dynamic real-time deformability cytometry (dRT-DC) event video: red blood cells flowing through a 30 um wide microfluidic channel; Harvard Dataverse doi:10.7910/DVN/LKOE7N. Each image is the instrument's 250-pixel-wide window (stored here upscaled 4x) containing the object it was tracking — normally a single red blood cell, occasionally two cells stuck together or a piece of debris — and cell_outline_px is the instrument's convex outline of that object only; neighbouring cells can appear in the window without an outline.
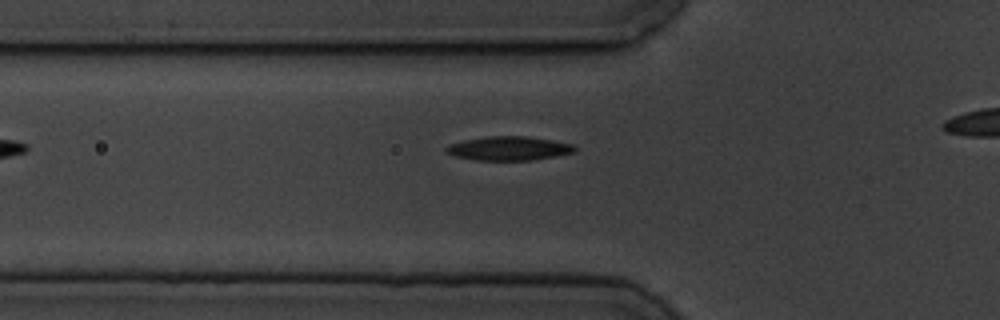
{"species": "common noctule bat (a hibernating species)", "species_latin": "Nyctalus noctula", "temperature_condition": "cold", "stored_images_in_passage": 12, "camera_frame_rate_fps": 3000, "um_per_image_px": 0.085, "animal": {"sex": "male", "body_mass_g": 19.5, "forearm_length_mm": 54.6}, "frame": {"image": 1, "passage_image": 9, "time_ms": 9.333, "image_size_px": [1000, 320], "cell_outline_px": [[576, 148], [572, 152], [556, 156], [532, 160], [476, 160], [456, 156], [448, 152], [444, 148], [448, 144], [464, 140], [484, 136], [528, 136], [552, 140], [572, 144]], "centroid_in_image_um": [43.23, 12.6], "position_along_channel_um": 82.6, "area_um2": 17.86}}
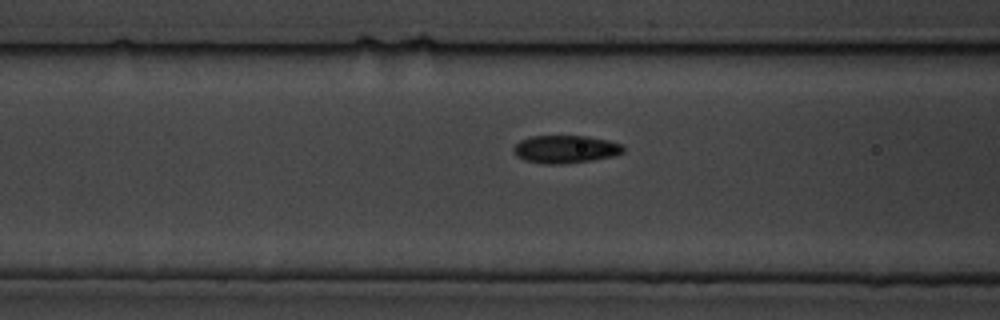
{"frame": {"image": 2, "passage_image": 11, "time_ms": 12.333, "image_size_px": [1000, 320], "cell_outline_px": [[624, 152], [612, 156], [592, 160], [560, 164], [544, 164], [524, 160], [516, 156], [512, 152], [512, 148], [520, 140], [532, 136], [588, 136], [608, 140], [624, 144]], "centroid_in_image_um": [48.05, 12.68], "position_along_channel_um": 118.6, "area_um2": 17.92}}